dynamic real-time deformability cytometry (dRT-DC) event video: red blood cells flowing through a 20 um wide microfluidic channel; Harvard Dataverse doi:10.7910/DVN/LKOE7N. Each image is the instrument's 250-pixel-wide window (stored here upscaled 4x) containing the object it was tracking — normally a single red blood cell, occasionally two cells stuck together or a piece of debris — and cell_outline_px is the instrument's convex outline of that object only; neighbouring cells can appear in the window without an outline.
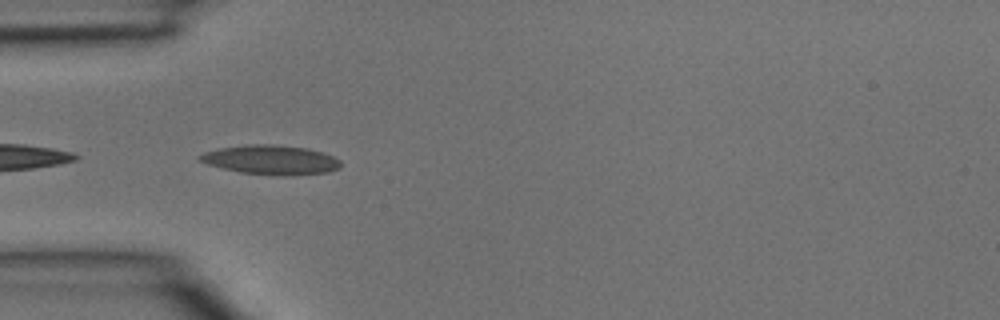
{"species": "common noctule bat (a hibernating species)", "species_latin": "Nyctalus noctula", "temperature_condition": "room temperature", "stored_images_in_passage": 15, "camera_frame_rate_fps": 3000, "um_per_image_px": 0.085, "animal": {"sex": "male", "body_mass_g": 15.6}, "frame": {"image": 1, "passage_image": 9, "time_ms": 2.667, "image_size_px": [1000, 320], "cell_outline_px": [[340, 168], [328, 172], [292, 176], [288, 176], [240, 172], [208, 164], [196, 160], [196, 156], [204, 152], [220, 148], [248, 144], [272, 144], [308, 148], [324, 152], [340, 160]], "centroid_in_image_um": [23.03, 13.58], "position_along_channel_um": 62.0, "area_um2": 24.22}}